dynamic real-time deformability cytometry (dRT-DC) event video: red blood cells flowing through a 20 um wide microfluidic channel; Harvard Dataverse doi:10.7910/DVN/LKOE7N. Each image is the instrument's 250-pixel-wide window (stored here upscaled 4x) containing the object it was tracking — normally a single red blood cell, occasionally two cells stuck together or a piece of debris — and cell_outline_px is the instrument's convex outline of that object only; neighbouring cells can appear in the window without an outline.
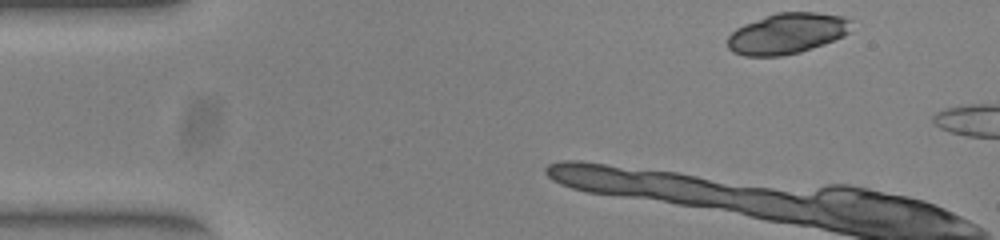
{"species": "common noctule bat (a hibernating species)", "species_latin": "Nyctalus noctula", "temperature_condition": "warm", "stored_images_in_passage": 4, "camera_frame_rate_fps": 3000, "um_per_image_px": 0.085, "animal": {"sex": "female", "body_mass_g": 23.0, "forearm_length_mm": 53.4}, "frame": {"image": 1, "passage_image": 1, "time_ms": 0.0, "image_size_px": [1000, 240], "cell_outline_px": [[852, 20], [848, 32], [844, 36], [824, 44], [800, 52], [780, 56], [744, 56], [732, 52], [728, 48], [728, 36], [736, 28], [744, 24], [776, 12], [816, 12], [844, 16]], "centroid_in_image_um": [66.9, 2.84], "position_along_channel_um": 18.1, "area_um2": 29.48}}